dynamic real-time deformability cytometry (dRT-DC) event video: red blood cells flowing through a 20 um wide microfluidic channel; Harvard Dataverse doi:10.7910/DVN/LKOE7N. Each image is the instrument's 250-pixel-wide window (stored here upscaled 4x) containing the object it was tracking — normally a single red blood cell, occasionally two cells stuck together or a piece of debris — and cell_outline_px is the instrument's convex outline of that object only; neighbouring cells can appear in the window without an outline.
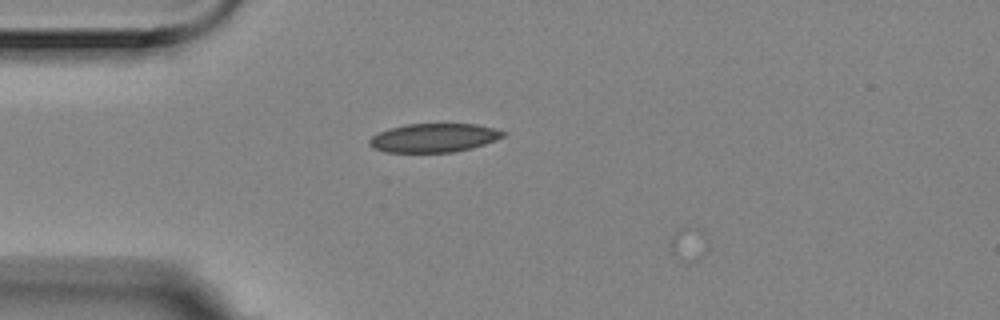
{"species": "Egyptian fruit bat (a non-hibernating species)", "species_latin": "Rousettus aegyptiacus", "temperature_condition": "room temperature", "stored_images_in_passage": 7, "camera_frame_rate_fps": 3000, "um_per_image_px": 0.085, "animal": {"sex": "female"}, "frame": {"image": 1, "passage_image": 5, "time_ms": 1.333, "image_size_px": [1000, 320], "cell_outline_px": [[508, 132], [504, 136], [496, 140], [472, 148], [452, 152], [384, 152], [372, 148], [368, 144], [368, 140], [372, 136], [388, 128], [408, 124], [476, 124]], "centroid_in_image_um": [36.86, 11.72], "position_along_channel_um": 48.1, "area_um2": 22.43}}